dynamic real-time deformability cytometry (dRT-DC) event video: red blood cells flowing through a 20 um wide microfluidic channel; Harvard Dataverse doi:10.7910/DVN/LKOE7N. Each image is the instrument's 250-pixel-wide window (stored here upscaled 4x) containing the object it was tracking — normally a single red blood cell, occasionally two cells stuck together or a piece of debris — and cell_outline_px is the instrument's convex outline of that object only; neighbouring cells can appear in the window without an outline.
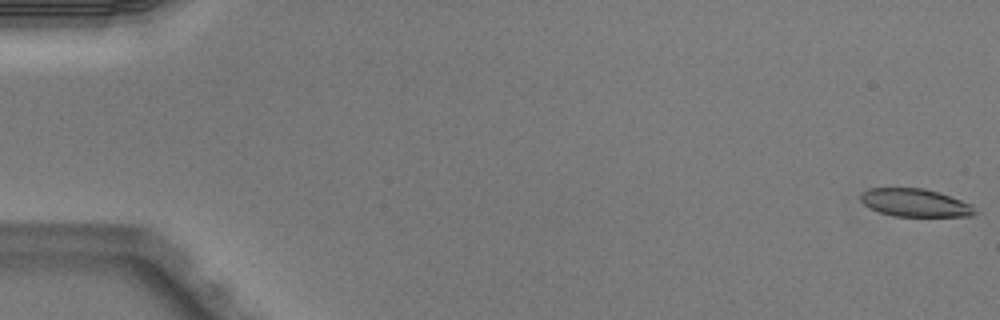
{"species": "Egyptian fruit bat (a non-hibernating species)", "species_latin": "Rousettus aegyptiacus", "temperature_condition": "warm", "stored_images_in_passage": 5, "camera_frame_rate_fps": 3000, "um_per_image_px": 0.085, "animal": {"sex": "male"}, "frame": {"image": 1, "passage_image": 1, "time_ms": 0.0, "image_size_px": [1000, 320], "cell_outline_px": [[980, 212], [976, 216], [896, 216], [880, 212], [868, 208], [860, 200], [860, 196], [864, 192], [872, 188], [924, 188], [940, 192], [972, 204]], "centroid_in_image_um": [77.86, 17.24], "position_along_channel_um": 7.1, "area_um2": 18.79}}
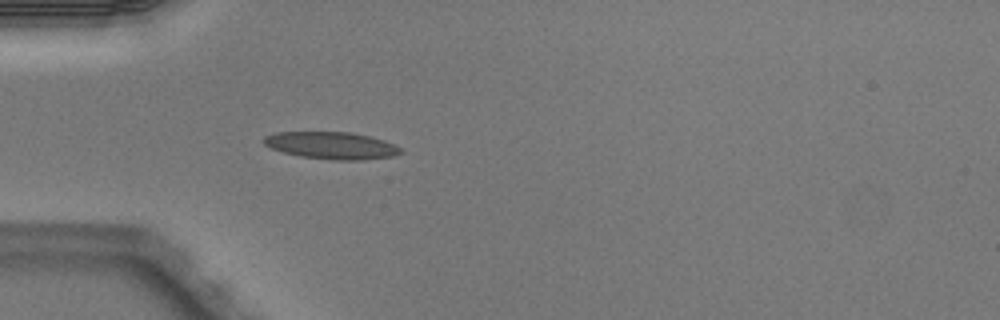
{"frame": {"image": 2, "passage_image": 5, "time_ms": 1.333, "image_size_px": [1000, 320], "cell_outline_px": [[404, 152], [392, 156], [364, 160], [332, 160], [300, 156], [284, 152], [272, 148], [264, 144], [260, 140], [264, 136], [276, 132], [352, 132], [384, 140], [400, 148]], "centroid_in_image_um": [28.15, 12.36], "position_along_channel_um": 56.8, "area_um2": 21.68}}